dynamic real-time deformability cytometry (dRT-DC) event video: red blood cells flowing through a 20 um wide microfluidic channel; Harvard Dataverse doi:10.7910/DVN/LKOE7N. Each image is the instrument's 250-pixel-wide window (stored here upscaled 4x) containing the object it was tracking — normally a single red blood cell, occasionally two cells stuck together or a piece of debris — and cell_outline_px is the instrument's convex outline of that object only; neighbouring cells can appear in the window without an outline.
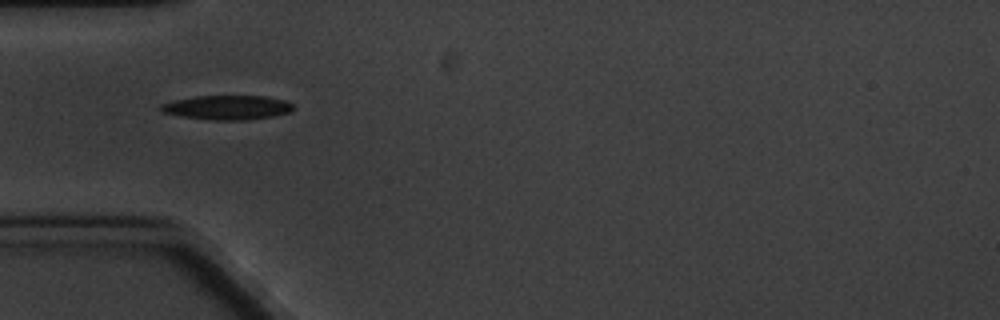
{"species": "common noctule bat (a hibernating species)", "species_latin": "Nyctalus noctula", "temperature_condition": "cold", "stored_images_in_passage": 2, "camera_frame_rate_fps": 3000, "um_per_image_px": 0.085, "animal": {"sex": "male", "body_mass_g": 20.1, "forearm_length_mm": 53.5}, "frame": {"image": 1, "passage_image": 1, "time_ms": 0.0, "image_size_px": [1000, 320], "cell_outline_px": [[292, 112], [276, 116], [248, 120], [212, 120], [180, 116], [164, 112], [160, 108], [160, 104], [176, 100], [196, 96], [268, 96], [284, 100], [292, 104]], "centroid_in_image_um": [19.37, 9.14], "position_along_channel_um": 65.6, "area_um2": 18.79}}